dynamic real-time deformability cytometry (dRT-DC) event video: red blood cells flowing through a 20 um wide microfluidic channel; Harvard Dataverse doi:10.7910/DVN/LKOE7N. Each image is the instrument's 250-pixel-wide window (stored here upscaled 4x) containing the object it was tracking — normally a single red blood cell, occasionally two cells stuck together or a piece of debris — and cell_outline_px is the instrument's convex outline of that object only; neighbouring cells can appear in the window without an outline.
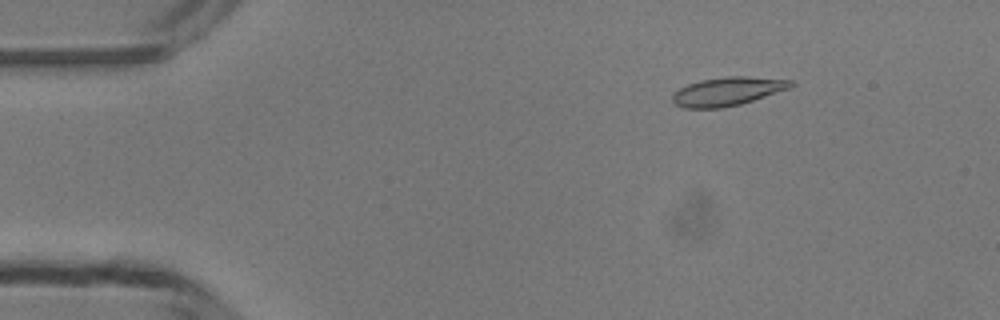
{"species": "common noctule bat (a hibernating species)", "species_latin": "Nyctalus noctula", "temperature_condition": "room temperature", "stored_images_in_passage": 49, "camera_frame_rate_fps": 3000, "um_per_image_px": 0.085, "animal": {"sex": "male", "body_mass_g": 13.3}, "frame": {"image": 1, "passage_image": 7, "time_ms": 2.0, "image_size_px": [1000, 320], "cell_outline_px": [[796, 84], [792, 88], [740, 104], [720, 108], [684, 108], [676, 104], [672, 100], [672, 96], [680, 88], [688, 84], [700, 80], [728, 76], [748, 76], [792, 80]], "centroid_in_image_um": [61.89, 7.76], "position_along_channel_um": 23.1, "area_um2": 19.71}}
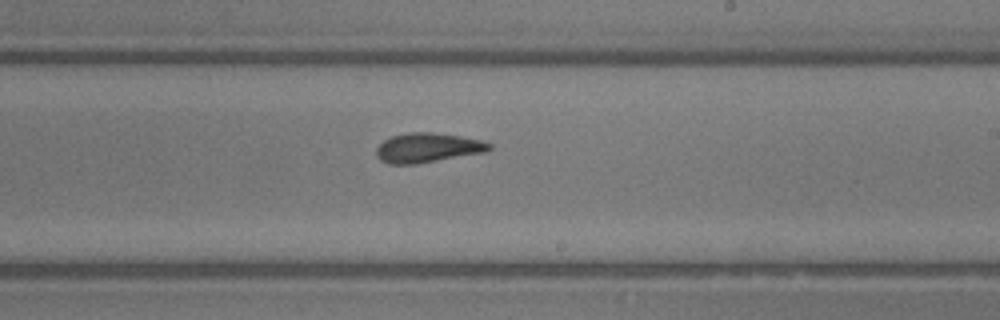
{"frame": {"image": 2, "passage_image": 29, "time_ms": 9.333, "image_size_px": [1000, 320], "cell_outline_px": [[492, 148], [488, 152], [416, 164], [388, 164], [380, 160], [376, 156], [376, 148], [384, 140], [392, 136], [408, 132], [432, 132], [460, 136], [480, 140], [492, 144]], "centroid_in_image_um": [36.36, 12.56], "position_along_channel_um": 252.6, "area_um2": 19.59}}
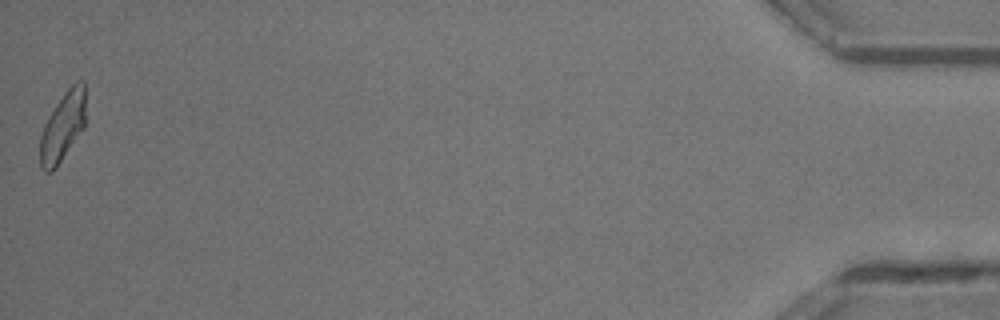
{"frame": {"image": 3, "passage_image": 49, "time_ms": 16.0, "image_size_px": [1000, 320], "cell_outline_px": [[84, 128], [56, 168], [52, 172], [44, 172], [40, 168], [40, 136], [44, 124], [56, 104], [64, 92], [76, 80], [84, 80]], "centroid_in_image_um": [5.31, 10.79], "position_along_channel_um": 429.9, "area_um2": 18.32}, "authors_computed_cell_mechanics": {"area_um2": 19.1896, "velocity_mm_per_s": 4.1782, "shape_relaxation_time_tau1_ms": null, "shape_relaxation_time_tau2_ms": 2.0573, "deformation_change_tau1": null, "deformation_change_tau2": 0.0775}}